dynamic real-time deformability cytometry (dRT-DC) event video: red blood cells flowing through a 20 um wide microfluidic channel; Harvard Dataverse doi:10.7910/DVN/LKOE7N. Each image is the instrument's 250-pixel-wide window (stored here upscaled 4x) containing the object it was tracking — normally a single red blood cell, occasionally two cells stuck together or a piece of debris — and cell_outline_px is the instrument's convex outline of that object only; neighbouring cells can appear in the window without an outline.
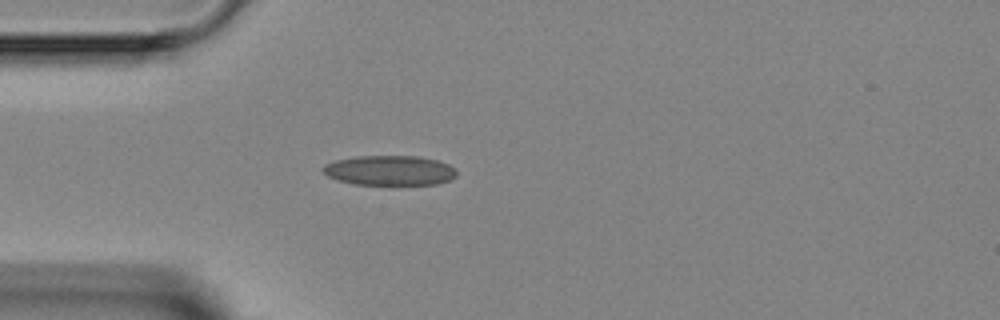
{"species": "Egyptian fruit bat (a non-hibernating species)", "species_latin": "Rousettus aegyptiacus", "temperature_condition": "room temperature", "stored_images_in_passage": 3, "camera_frame_rate_fps": 3000, "um_per_image_px": 0.085, "animal": {"sex": "female"}, "frame": {"image": 1, "passage_image": 3, "time_ms": 2.333, "image_size_px": [1000, 320], "cell_outline_px": [[456, 176], [448, 180], [436, 184], [352, 184], [336, 180], [328, 176], [320, 168], [324, 164], [336, 160], [356, 156], [420, 156], [436, 160], [448, 164], [456, 168]], "centroid_in_image_um": [33.09, 14.48], "position_along_channel_um": 51.9, "area_um2": 23.29}}